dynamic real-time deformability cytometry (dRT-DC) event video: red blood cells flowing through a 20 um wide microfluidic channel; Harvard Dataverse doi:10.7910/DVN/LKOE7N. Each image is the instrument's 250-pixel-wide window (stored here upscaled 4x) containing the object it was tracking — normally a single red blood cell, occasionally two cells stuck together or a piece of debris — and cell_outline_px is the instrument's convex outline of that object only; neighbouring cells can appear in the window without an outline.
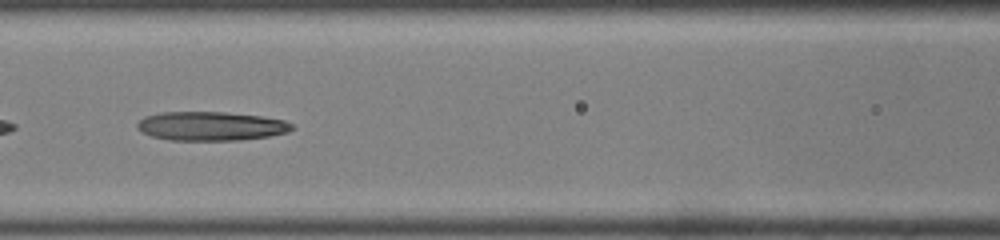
{"species": "common noctule bat (a hibernating species)", "species_latin": "Nyctalus noctula", "temperature_condition": "room temperature", "stored_images_in_passage": 32, "camera_frame_rate_fps": 3000, "um_per_image_px": 0.085, "animal": {"sex": "male", "body_mass_g": 19.0, "forearm_length_mm": 50.8}, "frame": {"image": 1, "passage_image": 19, "time_ms": 6.0, "image_size_px": [1000, 240], "cell_outline_px": [[296, 128], [288, 132], [268, 136], [240, 140], [168, 140], [152, 136], [140, 132], [136, 128], [136, 124], [144, 116], [160, 112], [224, 112], [260, 116], [284, 120], [296, 124]], "centroid_in_image_um": [17.93, 10.72], "position_along_channel_um": 148.7, "area_um2": 26.36}}
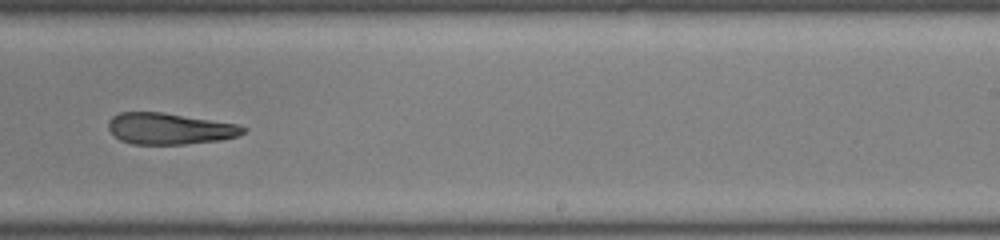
{"frame": {"image": 2, "passage_image": 28, "time_ms": 9.0, "image_size_px": [1000, 240], "cell_outline_px": [[248, 128], [244, 132], [236, 136], [220, 140], [184, 144], [132, 144], [120, 140], [108, 128], [108, 120], [112, 116], [120, 112], [164, 112], [236, 124]], "centroid_in_image_um": [14.39, 10.93], "position_along_channel_um": 274.6, "area_um2": 24.51}}